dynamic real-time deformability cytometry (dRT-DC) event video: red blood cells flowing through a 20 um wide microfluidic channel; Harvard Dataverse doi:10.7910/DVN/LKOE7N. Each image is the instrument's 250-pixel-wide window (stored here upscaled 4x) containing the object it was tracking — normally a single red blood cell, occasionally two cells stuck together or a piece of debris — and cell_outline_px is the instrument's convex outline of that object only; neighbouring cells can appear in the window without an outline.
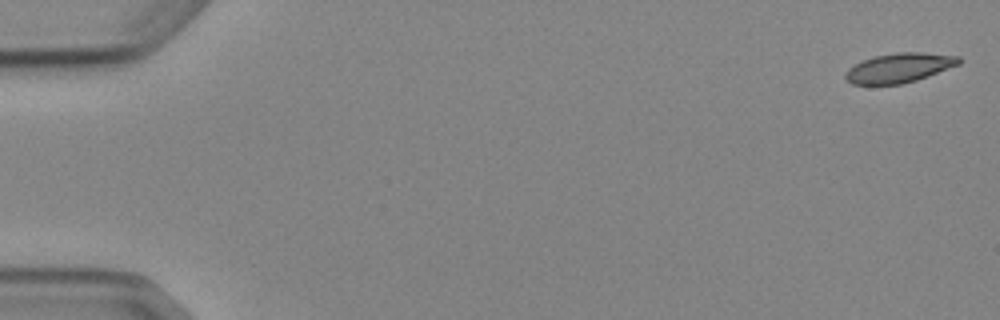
{"species": "Egyptian fruit bat (a non-hibernating species)", "species_latin": "Rousettus aegyptiacus", "temperature_condition": "cold", "stored_images_in_passage": 5, "camera_frame_rate_fps": 3000, "um_per_image_px": 0.085, "animal": {"sex": "female"}, "frame": {"image": 1, "passage_image": 1, "time_ms": 0.0, "image_size_px": [1000, 320], "cell_outline_px": [[960, 64], [928, 76], [916, 80], [900, 84], [852, 84], [844, 76], [848, 68], [872, 56], [896, 52], [924, 52], [960, 56]], "centroid_in_image_um": [76.45, 5.75], "position_along_channel_um": 8.5, "area_um2": 19.42}}
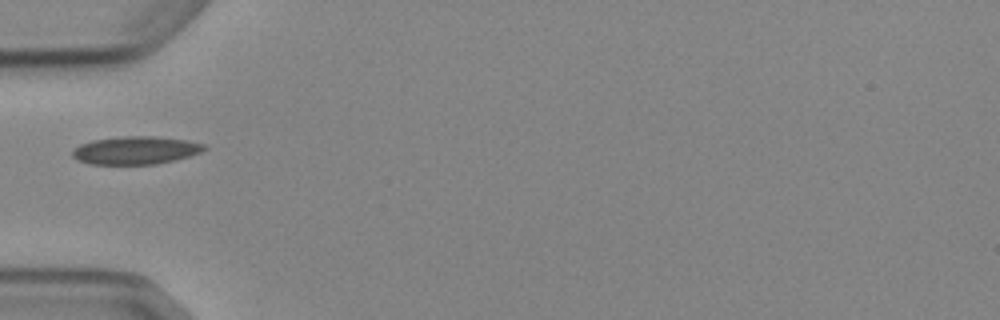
{"frame": {"image": 2, "passage_image": 5, "time_ms": 5.667, "image_size_px": [1000, 320], "cell_outline_px": [[208, 148], [200, 152], [176, 160], [156, 164], [88, 164], [76, 160], [72, 156], [72, 152], [80, 144], [92, 140], [124, 136], [152, 136], [188, 140], [208, 144]], "centroid_in_image_um": [11.56, 12.77], "position_along_channel_um": 73.4, "area_um2": 21.62}}